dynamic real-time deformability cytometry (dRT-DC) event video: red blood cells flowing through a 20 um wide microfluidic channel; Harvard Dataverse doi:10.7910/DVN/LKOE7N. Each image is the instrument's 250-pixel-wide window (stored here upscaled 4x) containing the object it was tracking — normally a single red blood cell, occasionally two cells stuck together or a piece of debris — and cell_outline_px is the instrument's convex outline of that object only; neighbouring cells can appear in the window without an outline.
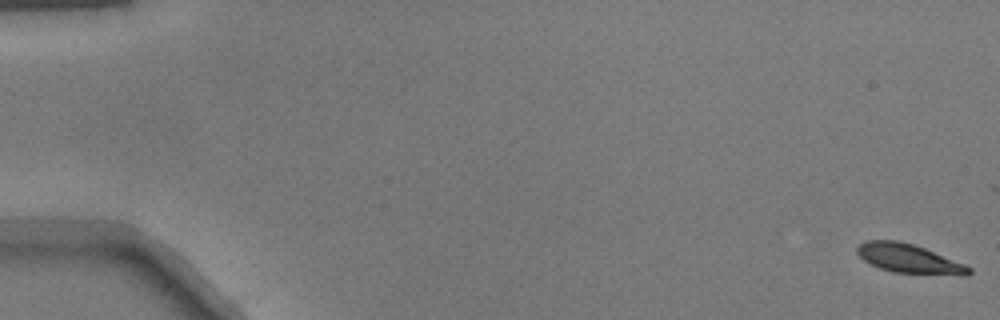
{"species": "common noctule bat (a hibernating species)", "species_latin": "Nyctalus noctula", "temperature_condition": "warm", "stored_images_in_passage": 18, "camera_frame_rate_fps": 3000, "um_per_image_px": 0.085, "animal": {"sex": "male", "body_mass_g": 17.9}, "frame": {"image": 1, "passage_image": 1, "time_ms": 0.0, "image_size_px": [1000, 320], "cell_outline_px": [[972, 272], [968, 276], [964, 276], [892, 272], [880, 268], [864, 260], [856, 252], [856, 248], [860, 244], [868, 240], [896, 240], [912, 244], [924, 248], [964, 264], [972, 268]], "centroid_in_image_um": [77.29, 22.0], "position_along_channel_um": 7.7, "area_um2": 18.84}}